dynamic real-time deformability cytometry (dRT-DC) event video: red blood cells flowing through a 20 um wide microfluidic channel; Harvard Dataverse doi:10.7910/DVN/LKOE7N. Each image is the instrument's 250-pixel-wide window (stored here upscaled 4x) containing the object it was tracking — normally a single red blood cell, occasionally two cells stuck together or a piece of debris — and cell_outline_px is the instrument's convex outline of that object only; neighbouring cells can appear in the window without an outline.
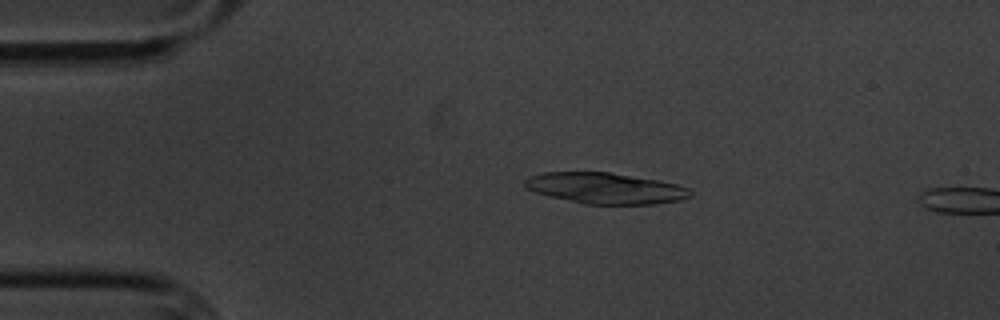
{"species": "common noctule bat (a hibernating species)", "species_latin": "Nyctalus noctula", "temperature_condition": "cold", "stored_images_in_passage": 4, "camera_frame_rate_fps": 3000, "um_per_image_px": 0.085, "animal": {"sex": "male", "body_mass_g": 20.1, "forearm_length_mm": 53.5}, "frame": {"image": 1, "passage_image": 3, "time_ms": 3.333, "image_size_px": [1000, 320], "cell_outline_px": [[692, 196], [680, 200], [656, 204], [584, 204], [536, 192], [528, 188], [524, 184], [524, 180], [528, 176], [544, 172], [608, 172], [660, 180], [676, 184], [688, 188], [692, 192]], "centroid_in_image_um": [51.49, 15.99], "position_along_channel_um": 33.5, "area_um2": 29.77}}